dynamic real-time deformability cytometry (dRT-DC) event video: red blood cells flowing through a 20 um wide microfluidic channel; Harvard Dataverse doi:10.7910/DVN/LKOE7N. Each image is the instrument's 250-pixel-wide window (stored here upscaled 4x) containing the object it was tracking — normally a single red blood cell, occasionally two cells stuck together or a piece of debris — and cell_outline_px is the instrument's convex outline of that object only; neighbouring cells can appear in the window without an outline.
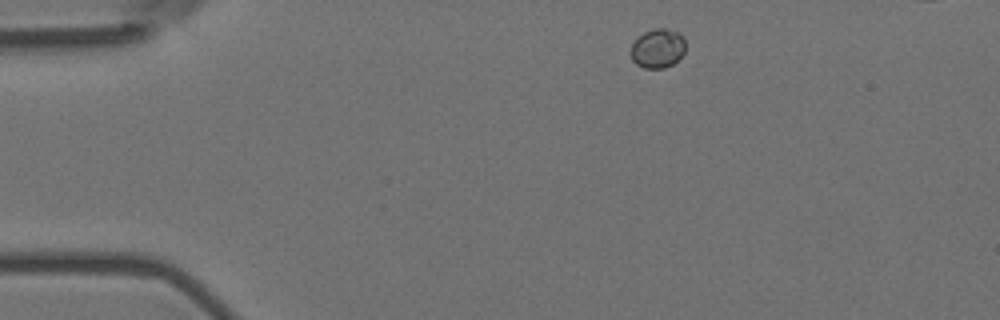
{"species": "Egyptian fruit bat (a non-hibernating species)", "species_latin": "Rousettus aegyptiacus", "temperature_condition": "room temperature", "stored_images_in_passage": 3, "camera_frame_rate_fps": 3000, "um_per_image_px": 0.085, "animal": {"sex": "female"}, "frame": {"image": 1, "passage_image": 1, "time_ms": 0.0, "image_size_px": [1000, 320], "cell_outline_px": [[684, 52], [672, 64], [664, 68], [644, 68], [636, 64], [632, 60], [628, 52], [632, 44], [644, 32], [656, 28], [664, 28], [676, 32], [684, 40]], "centroid_in_image_um": [55.84, 4.13], "position_along_channel_um": 29.2, "area_um2": 12.31}}